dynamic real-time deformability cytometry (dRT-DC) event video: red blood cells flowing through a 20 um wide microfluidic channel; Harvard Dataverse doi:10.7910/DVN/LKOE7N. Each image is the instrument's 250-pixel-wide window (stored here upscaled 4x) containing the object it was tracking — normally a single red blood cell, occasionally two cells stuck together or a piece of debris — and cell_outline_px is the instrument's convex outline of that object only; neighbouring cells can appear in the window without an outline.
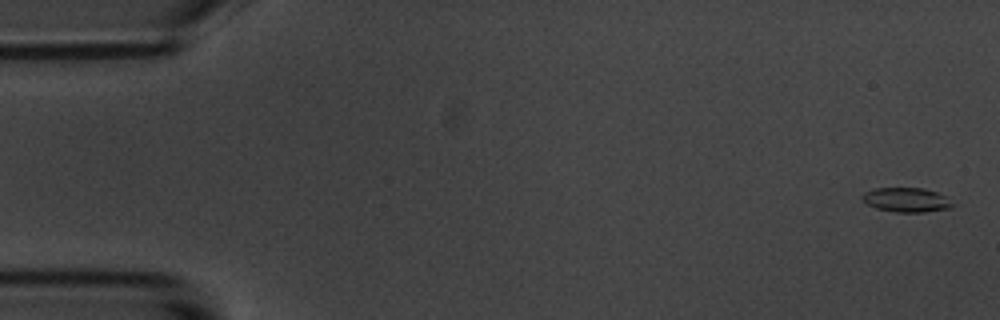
{"species": "common noctule bat (a hibernating species)", "species_latin": "Nyctalus noctula", "temperature_condition": "room temperature", "stored_images_in_passage": 56, "camera_frame_rate_fps": 3000, "um_per_image_px": 0.085, "animal": {"sex": "male", "body_mass_g": 20.1, "forearm_length_mm": 53.5}, "frame": {"image": 1, "passage_image": 2, "time_ms": 0.333, "image_size_px": [1000, 320], "cell_outline_px": [[956, 204], [952, 208], [924, 212], [896, 212], [876, 208], [868, 204], [860, 196], [864, 192], [876, 188], [924, 188], [936, 192], [944, 196]], "centroid_in_image_um": [77.07, 16.99], "position_along_channel_um": 7.9, "area_um2": 12.83}}
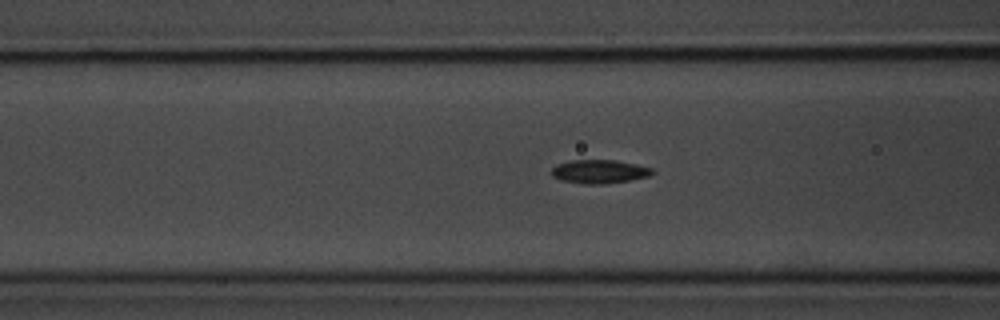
{"frame": {"image": 2, "passage_image": 22, "time_ms": 7.0, "image_size_px": [1000, 320], "cell_outline_px": [[656, 172], [648, 176], [632, 180], [604, 184], [584, 184], [560, 180], [552, 176], [552, 168], [556, 164], [572, 160], [616, 160], [636, 164], [652, 168]], "centroid_in_image_um": [50.96, 14.58], "position_along_channel_um": 115.6, "area_um2": 13.99}}
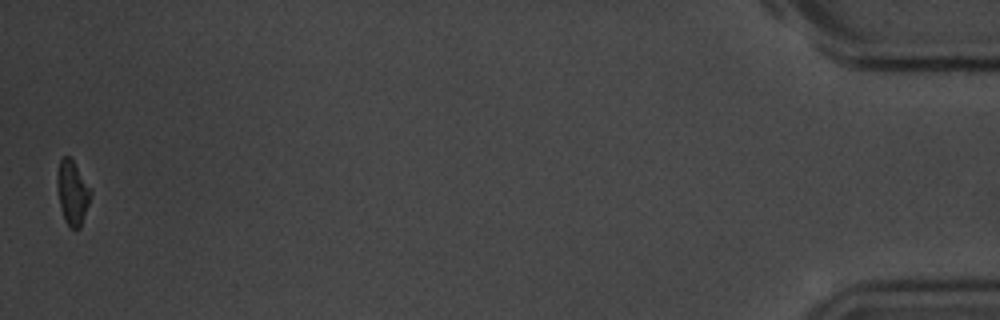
{"frame": {"image": 3, "passage_image": 56, "time_ms": 18.333, "image_size_px": [1000, 320], "cell_outline_px": [[92, 192], [80, 228], [72, 228], [64, 220], [60, 204], [56, 176], [60, 160], [64, 156], [68, 156], [72, 160], [92, 188]], "centroid_in_image_um": [6.17, 16.35], "position_along_channel_um": 429.0, "area_um2": 12.31}, "authors_computed_cell_mechanics": {"area_um2": 13.2362, "velocity_mm_per_s": 3.598, "shape_relaxation_time_tau1_ms": 1.8742, "shape_relaxation_time_tau2_ms": 5.0453, "deformation_change_tau1": 0.1037, "deformation_change_tau2": 0.1093}}